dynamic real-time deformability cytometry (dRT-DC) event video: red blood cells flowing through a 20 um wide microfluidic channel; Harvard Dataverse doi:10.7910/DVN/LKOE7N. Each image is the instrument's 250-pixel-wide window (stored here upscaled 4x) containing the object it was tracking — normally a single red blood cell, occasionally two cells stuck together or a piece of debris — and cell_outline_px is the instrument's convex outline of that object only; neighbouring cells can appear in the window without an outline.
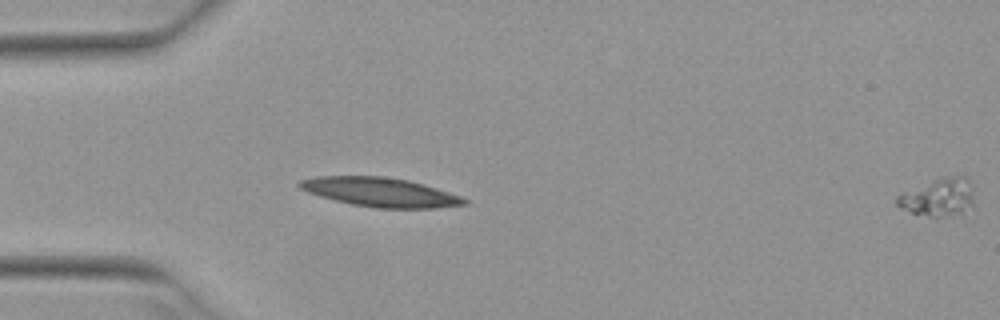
{"species": "Egyptian fruit bat (a non-hibernating species)", "species_latin": "Rousettus aegyptiacus", "temperature_condition": "warm", "stored_images_in_passage": 14, "segment_of_instrument_passage": [2, 2], "camera_frame_rate_fps": 3000, "um_per_image_px": 0.085, "animal": {"sex": "female"}, "frame": {"image": 1, "passage_image": 14, "time_ms": 4.333, "image_size_px": [1000, 320], "cell_outline_px": [[972, 204], [960, 212], [948, 216], [928, 216], [912, 212], [900, 208], [896, 204], [896, 196], [936, 180], [948, 176], [968, 176], [972, 188]], "centroid_in_image_um": [79.77, 16.76], "position_along_channel_um": 5.2, "area_um2": 16.24}}